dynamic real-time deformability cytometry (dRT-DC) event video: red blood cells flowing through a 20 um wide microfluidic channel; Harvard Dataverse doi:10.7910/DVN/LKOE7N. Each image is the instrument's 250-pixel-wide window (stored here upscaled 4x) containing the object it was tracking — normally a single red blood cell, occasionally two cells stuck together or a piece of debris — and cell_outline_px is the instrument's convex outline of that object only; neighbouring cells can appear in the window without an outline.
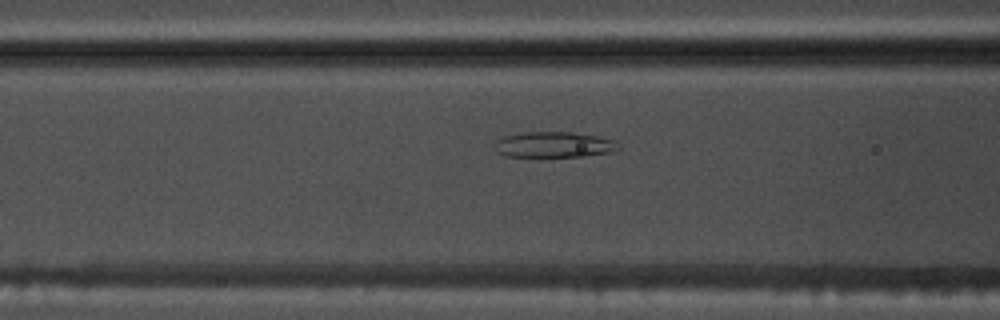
{"species": "common noctule bat (a hibernating species)", "species_latin": "Nyctalus noctula", "temperature_condition": "warm", "stored_images_in_passage": 49, "camera_frame_rate_fps": 3000, "um_per_image_px": 0.085, "animal": {"sex": "male", "body_mass_g": 17.5, "forearm_length_mm": 52.3}, "frame": {"image": 1, "passage_image": 17, "time_ms": 5.333, "image_size_px": [1000, 320], "cell_outline_px": [[620, 148], [612, 152], [584, 156], [508, 156], [496, 152], [492, 148], [492, 144], [496, 140], [504, 136], [524, 132], [572, 132], [596, 136], [616, 140]], "centroid_in_image_um": [47.05, 12.29], "position_along_channel_um": 119.5, "area_um2": 18.61}}
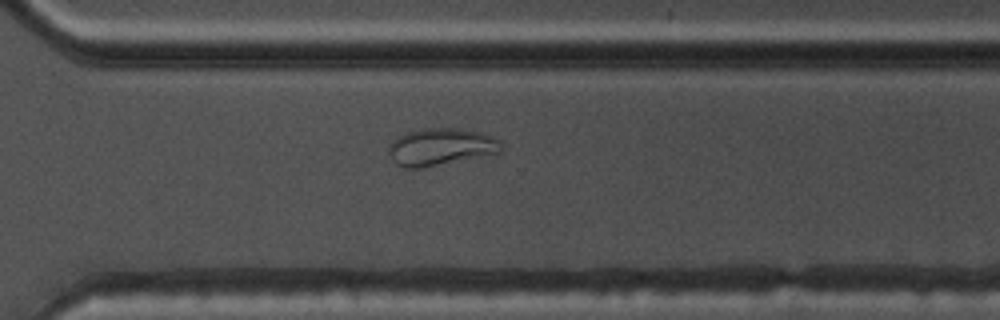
{"frame": {"image": 2, "passage_image": 34, "time_ms": 11.0, "image_size_px": [1000, 320], "cell_outline_px": [[500, 152], [424, 168], [400, 168], [392, 160], [388, 152], [388, 148], [392, 140], [408, 132], [420, 128], [460, 128], [492, 136], [496, 140], [500, 148]], "centroid_in_image_um": [37.37, 12.49], "position_along_channel_um": 333.2, "area_um2": 24.16}}
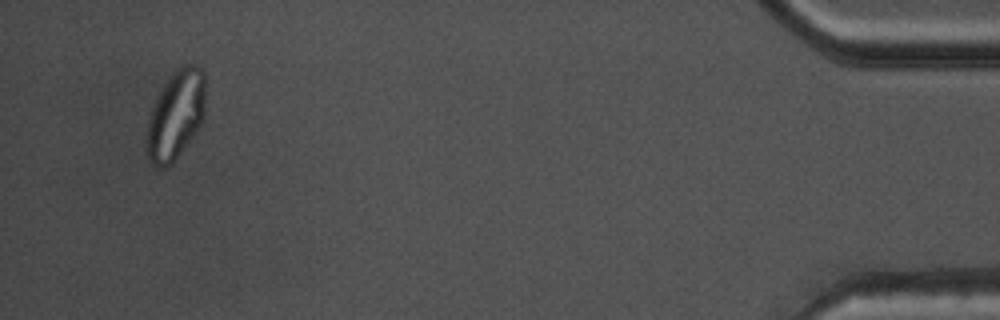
{"frame": {"image": 3, "passage_image": 47, "time_ms": 15.333, "image_size_px": [1000, 320], "cell_outline_px": [[204, 120], [188, 144], [172, 164], [168, 168], [156, 168], [152, 164], [148, 156], [148, 120], [152, 108], [164, 84], [184, 64], [196, 64], [204, 72]], "centroid_in_image_um": [14.97, 9.82], "position_along_channel_um": 420.2, "area_um2": 30.06}}